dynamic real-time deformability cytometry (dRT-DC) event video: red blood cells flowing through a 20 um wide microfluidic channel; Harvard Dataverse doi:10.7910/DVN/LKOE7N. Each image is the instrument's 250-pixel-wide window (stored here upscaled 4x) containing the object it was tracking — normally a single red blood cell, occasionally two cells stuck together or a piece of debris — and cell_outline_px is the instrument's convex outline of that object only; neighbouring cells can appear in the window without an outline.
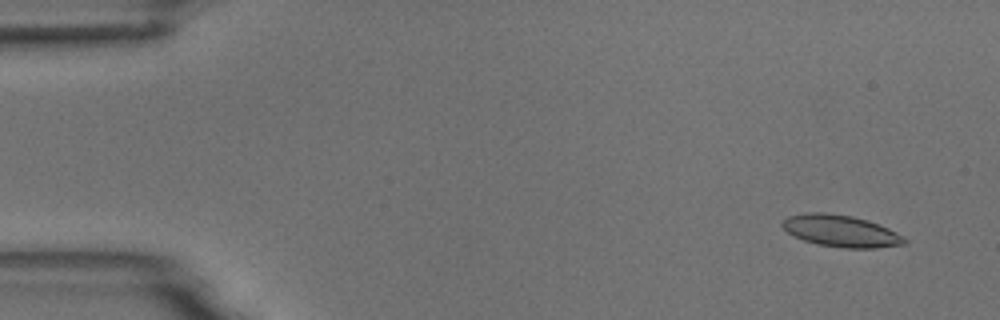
{"species": "common noctule bat (a hibernating species)", "species_latin": "Nyctalus noctula", "temperature_condition": "room temperature", "stored_images_in_passage": 8, "camera_frame_rate_fps": 3000, "um_per_image_px": 0.085, "animal": {"sex": "male", "body_mass_g": 18.8}, "frame": {"image": 1, "passage_image": 2, "time_ms": 1.0, "image_size_px": [1000, 320], "cell_outline_px": [[908, 244], [876, 248], [844, 248], [816, 244], [792, 236], [780, 224], [788, 216], [804, 212], [828, 212], [852, 216], [868, 220], [888, 228], [904, 236], [908, 240]], "centroid_in_image_um": [71.49, 19.63], "position_along_channel_um": 13.5, "area_um2": 22.95}}